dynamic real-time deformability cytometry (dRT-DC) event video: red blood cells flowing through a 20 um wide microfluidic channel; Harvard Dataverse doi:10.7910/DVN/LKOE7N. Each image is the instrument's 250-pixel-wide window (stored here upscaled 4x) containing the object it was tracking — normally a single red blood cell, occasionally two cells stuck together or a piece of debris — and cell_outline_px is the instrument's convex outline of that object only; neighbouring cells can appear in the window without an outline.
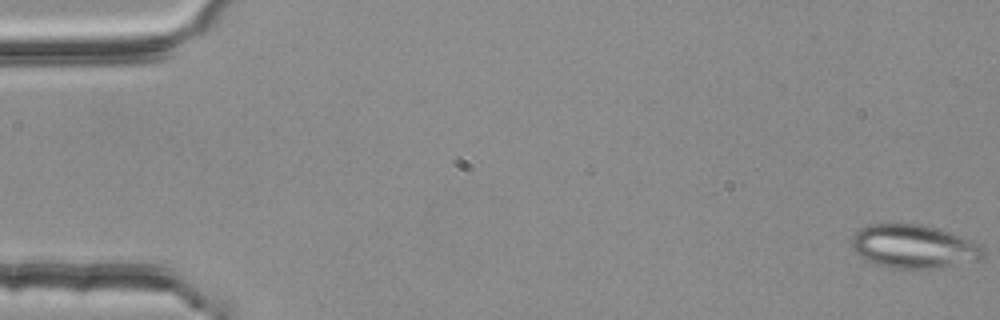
{"species": "common noctule bat (a hibernating species)", "species_latin": "Nyctalus noctula", "temperature_condition": "room temperature", "stored_images_in_passage": 53, "segment_of_instrument_passage": [1, 2], "camera_frame_rate_fps": 3000, "um_per_image_px": 0.085, "animal": {"sex": "female", "body_mass_g": 25.1}, "frame": {"image": 1, "passage_image": 1, "time_ms": 0.0, "image_size_px": [1000, 320], "cell_outline_px": [[984, 256], [980, 260], [932, 268], [896, 268], [876, 264], [860, 256], [852, 248], [852, 236], [856, 232], [872, 224], [920, 224], [936, 228], [960, 236], [980, 244], [984, 248]], "centroid_in_image_um": [77.69, 20.95], "position_along_channel_um": 7.3, "area_um2": 32.83}}